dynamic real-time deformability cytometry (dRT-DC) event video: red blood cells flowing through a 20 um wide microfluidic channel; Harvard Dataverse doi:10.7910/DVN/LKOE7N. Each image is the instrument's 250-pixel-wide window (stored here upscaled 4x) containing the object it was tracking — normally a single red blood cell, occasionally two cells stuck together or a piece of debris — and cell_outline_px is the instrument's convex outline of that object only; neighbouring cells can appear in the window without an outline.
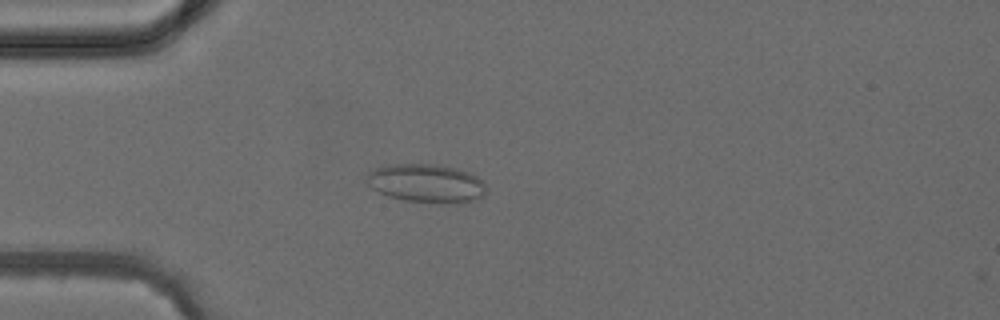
{"species": "common noctule bat (a hibernating species)", "species_latin": "Nyctalus noctula", "temperature_condition": "cold", "stored_images_in_passage": 3, "camera_frame_rate_fps": 3000, "um_per_image_px": 0.085, "animal": {"sex": "female", "body_mass_g": 24.6, "forearm_length_mm": 56.2}, "frame": {"image": 1, "passage_image": 3, "time_ms": 2.333, "image_size_px": [1000, 320], "cell_outline_px": [[488, 188], [484, 196], [476, 200], [460, 204], [444, 204], [404, 200], [388, 196], [372, 188], [368, 184], [368, 172], [376, 168], [392, 164], [440, 164], [456, 168], [468, 172], [476, 176]], "centroid_in_image_um": [36.3, 15.6], "position_along_channel_um": 48.7, "area_um2": 27.11}}